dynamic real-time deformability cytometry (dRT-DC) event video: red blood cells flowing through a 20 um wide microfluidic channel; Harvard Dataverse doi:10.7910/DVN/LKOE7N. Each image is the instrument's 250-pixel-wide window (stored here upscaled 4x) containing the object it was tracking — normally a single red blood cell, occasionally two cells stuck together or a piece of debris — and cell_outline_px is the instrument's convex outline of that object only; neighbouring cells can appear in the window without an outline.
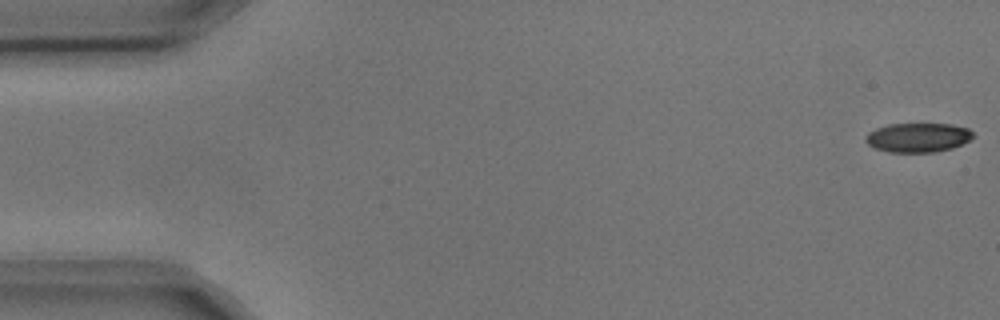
{"species": "common noctule bat (a hibernating species)", "species_latin": "Nyctalus noctula", "temperature_condition": "cold", "stored_images_in_passage": 4, "camera_frame_rate_fps": 3000, "um_per_image_px": 0.085, "animal": {"sex": "male", "body_mass_g": 17.9, "forearm_length_mm": 54.2}, "frame": {"image": 1, "passage_image": 1, "time_ms": 0.0, "image_size_px": [1000, 320], "cell_outline_px": [[976, 136], [952, 148], [936, 152], [888, 152], [876, 148], [868, 144], [864, 140], [864, 136], [868, 132], [876, 128], [888, 124], [952, 124], [968, 128]], "centroid_in_image_um": [78.01, 11.68], "position_along_channel_um": 7.0, "area_um2": 18.38}}
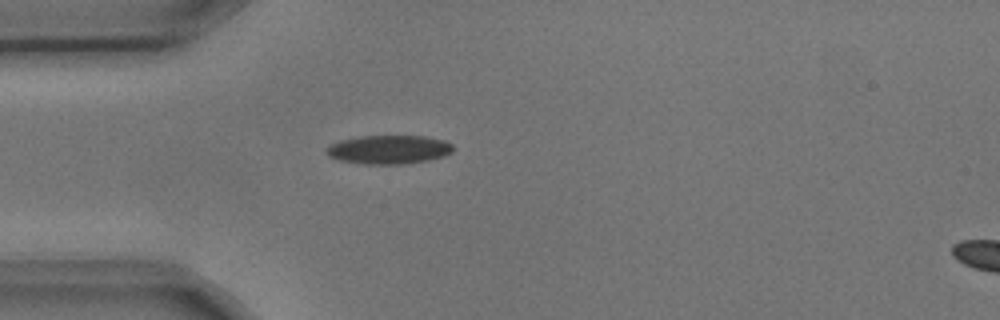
{"frame": {"image": 2, "passage_image": 4, "time_ms": 1.0, "image_size_px": [1000, 320], "cell_outline_px": [[452, 152], [444, 156], [428, 160], [400, 164], [364, 164], [340, 160], [328, 156], [324, 152], [324, 148], [328, 144], [340, 140], [360, 136], [424, 136], [444, 140], [452, 144]], "centroid_in_image_um": [32.99, 12.71], "position_along_channel_um": 52.0, "area_um2": 21.33}}